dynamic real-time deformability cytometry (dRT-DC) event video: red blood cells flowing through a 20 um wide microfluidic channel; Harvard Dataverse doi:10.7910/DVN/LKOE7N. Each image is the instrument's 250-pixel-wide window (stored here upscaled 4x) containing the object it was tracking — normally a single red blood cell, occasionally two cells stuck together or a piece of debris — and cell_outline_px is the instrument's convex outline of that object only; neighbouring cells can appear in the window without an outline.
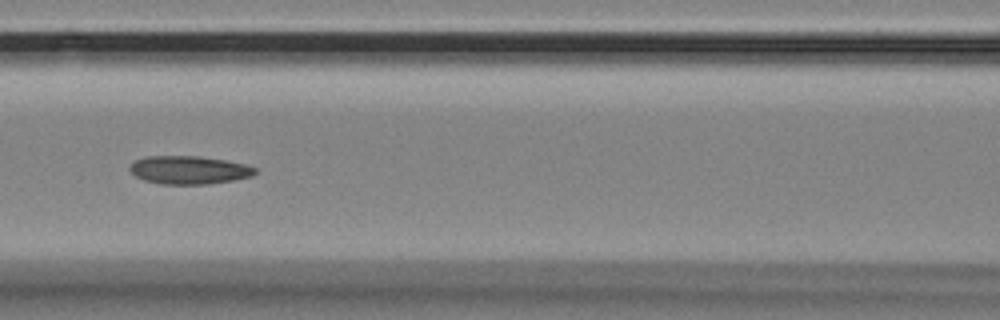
{"species": "Egyptian fruit bat (a non-hibernating species)", "species_latin": "Rousettus aegyptiacus", "temperature_condition": "room temperature", "stored_images_in_passage": 8, "camera_frame_rate_fps": 3000, "um_per_image_px": 0.085, "animal": {"sex": "female"}, "frame": {"image": 1, "passage_image": 8, "time_ms": 2.333, "image_size_px": [1000, 320], "cell_outline_px": [[256, 172], [252, 176], [232, 180], [208, 184], [160, 184], [144, 180], [136, 176], [128, 168], [136, 160], [144, 156], [200, 156], [224, 160], [244, 164], [256, 168]], "centroid_in_image_um": [16.05, 14.45], "position_along_channel_um": 150.6, "area_um2": 20.46}}